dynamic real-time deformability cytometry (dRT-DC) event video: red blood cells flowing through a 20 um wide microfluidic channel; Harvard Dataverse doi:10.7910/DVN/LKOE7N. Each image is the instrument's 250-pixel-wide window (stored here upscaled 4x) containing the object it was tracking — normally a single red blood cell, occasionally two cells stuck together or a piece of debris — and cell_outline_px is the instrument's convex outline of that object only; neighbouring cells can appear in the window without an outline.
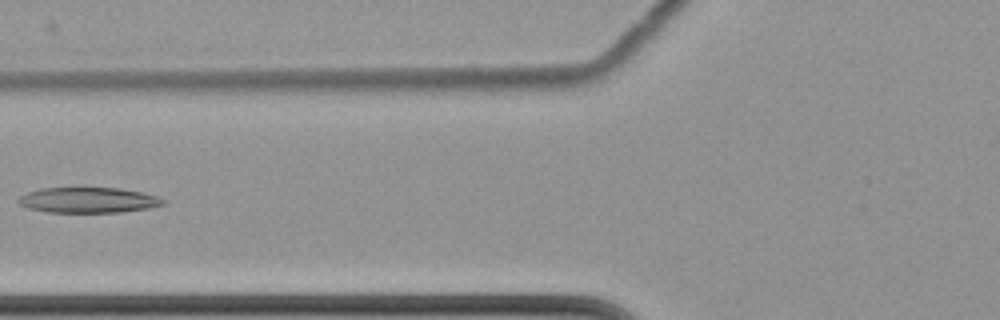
{"species": "common noctule bat (a hibernating species)", "species_latin": "Nyctalus noctula", "temperature_condition": "cold", "stored_images_in_passage": 7, "camera_frame_rate_fps": 3000, "um_per_image_px": 0.085, "animal": {"sex": "female", "body_mass_g": 22.7, "forearm_length_mm": 54.2}, "frame": {"image": 1, "passage_image": 6, "time_ms": 6.333, "image_size_px": [1000, 320], "cell_outline_px": [[164, 204], [148, 208], [120, 212], [48, 212], [28, 208], [20, 204], [16, 200], [20, 196], [28, 192], [40, 188], [120, 188], [140, 192], [156, 196], [164, 200]], "centroid_in_image_um": [7.47, 17.01], "position_along_channel_um": 118.3, "area_um2": 21.27}}
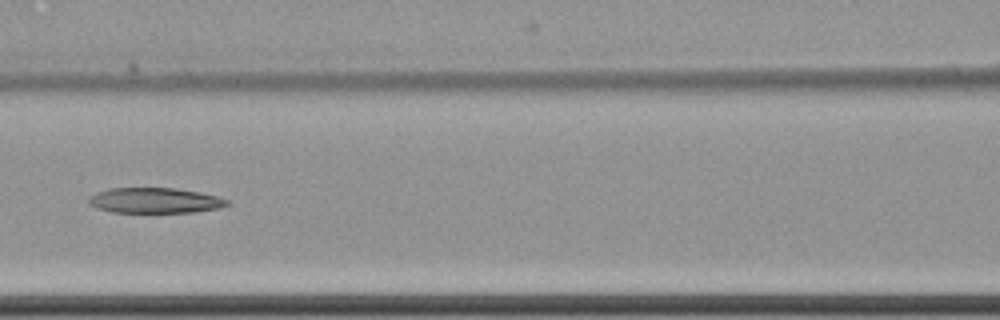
{"frame": {"image": 2, "passage_image": 7, "time_ms": 7.333, "image_size_px": [1000, 320], "cell_outline_px": [[232, 204], [220, 208], [192, 212], [112, 212], [96, 208], [88, 204], [88, 196], [96, 192], [108, 188], [176, 188], [200, 192], [216, 196], [228, 200]], "centroid_in_image_um": [13.14, 17.03], "position_along_channel_um": 153.5, "area_um2": 20.63}}